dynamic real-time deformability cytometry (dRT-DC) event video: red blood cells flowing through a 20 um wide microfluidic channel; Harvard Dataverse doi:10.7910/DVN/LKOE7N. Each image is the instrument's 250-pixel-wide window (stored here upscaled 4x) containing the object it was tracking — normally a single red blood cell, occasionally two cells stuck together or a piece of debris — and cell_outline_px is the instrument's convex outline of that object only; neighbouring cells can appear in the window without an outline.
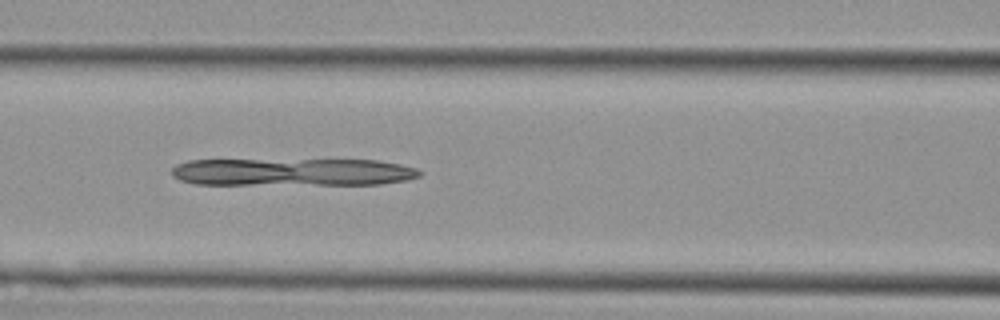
{"species": "Egyptian fruit bat (a non-hibernating species)", "species_latin": "Rousettus aegyptiacus", "temperature_condition": "cold", "stored_images_in_passage": 31, "camera_frame_rate_fps": 3000, "um_per_image_px": 0.085, "animal": {"sex": "female"}, "frame": {"image": 1, "passage_image": 6, "time_ms": 1.667, "image_size_px": [1000, 320], "cell_outline_px": [[420, 176], [408, 180], [380, 184], [196, 184], [180, 180], [172, 176], [172, 168], [176, 164], [188, 160], [376, 160], [400, 164], [416, 168], [420, 172]], "centroid_in_image_um": [24.86, 14.62], "position_along_channel_um": 141.7, "area_um2": 39.82}}